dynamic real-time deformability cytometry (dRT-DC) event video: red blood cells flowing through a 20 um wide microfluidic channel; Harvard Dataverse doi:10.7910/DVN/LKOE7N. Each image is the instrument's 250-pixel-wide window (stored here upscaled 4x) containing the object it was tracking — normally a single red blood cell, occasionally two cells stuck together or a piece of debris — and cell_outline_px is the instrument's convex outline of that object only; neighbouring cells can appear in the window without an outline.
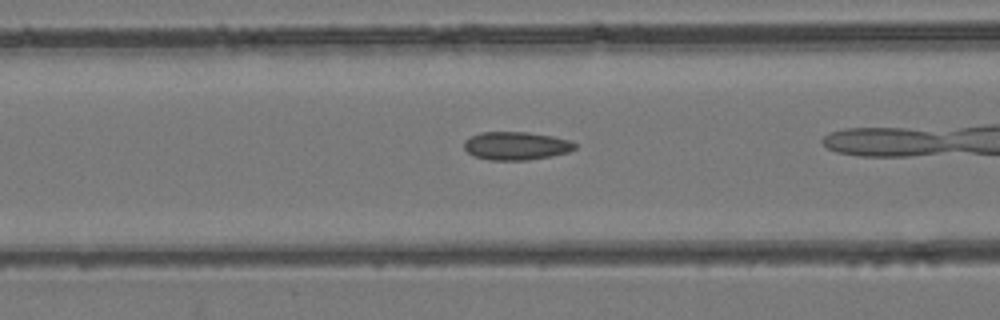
{"species": "common noctule bat (a hibernating species)", "species_latin": "Nyctalus noctula", "temperature_condition": "room temperature", "stored_images_in_passage": 32, "camera_frame_rate_fps": 3000, "um_per_image_px": 0.085, "animal": {"sex": "female", "body_mass_g": 24.6, "forearm_length_mm": 56.2}, "frame": {"image": 1, "passage_image": 14, "time_ms": 4.333, "image_size_px": [1000, 320], "cell_outline_px": [[576, 148], [568, 152], [552, 156], [528, 160], [492, 160], [476, 156], [468, 152], [464, 148], [464, 140], [480, 132], [528, 132], [552, 136], [572, 140], [576, 144]], "centroid_in_image_um": [43.9, 12.39], "position_along_channel_um": 122.7, "area_um2": 18.21}}